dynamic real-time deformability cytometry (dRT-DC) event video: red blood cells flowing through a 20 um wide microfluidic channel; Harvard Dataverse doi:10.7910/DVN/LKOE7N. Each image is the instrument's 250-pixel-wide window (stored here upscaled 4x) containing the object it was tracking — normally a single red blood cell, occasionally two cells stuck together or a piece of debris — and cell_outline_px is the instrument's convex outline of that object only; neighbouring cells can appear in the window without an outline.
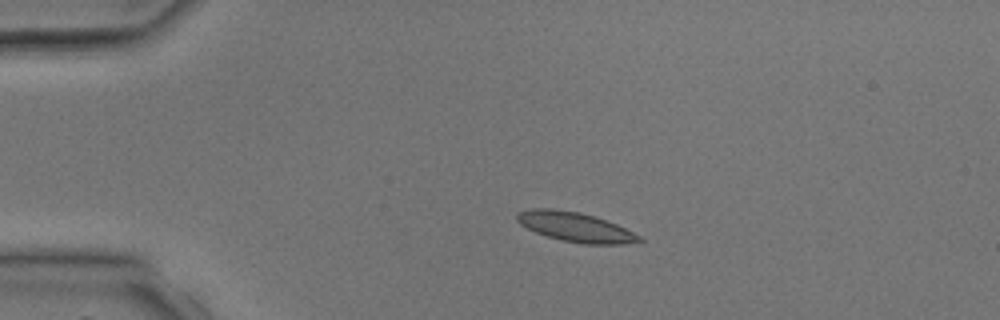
{"species": "common noctule bat (a hibernating species)", "species_latin": "Nyctalus noctula", "temperature_condition": "room temperature", "stored_images_in_passage": 2, "camera_frame_rate_fps": 3000, "um_per_image_px": 0.085, "animal": {"sex": "male", "body_mass_g": 17.9, "forearm_length_mm": 54.2}, "frame": {"image": 1, "passage_image": 1, "time_ms": 0.0, "image_size_px": [1000, 320], "cell_outline_px": [[644, 240], [624, 244], [584, 244], [564, 240], [548, 236], [536, 232], [520, 224], [516, 220], [516, 212], [532, 208], [552, 208], [580, 212], [596, 216], [616, 224], [640, 236]], "centroid_in_image_um": [48.88, 19.27], "position_along_channel_um": 36.1, "area_um2": 20.92}}